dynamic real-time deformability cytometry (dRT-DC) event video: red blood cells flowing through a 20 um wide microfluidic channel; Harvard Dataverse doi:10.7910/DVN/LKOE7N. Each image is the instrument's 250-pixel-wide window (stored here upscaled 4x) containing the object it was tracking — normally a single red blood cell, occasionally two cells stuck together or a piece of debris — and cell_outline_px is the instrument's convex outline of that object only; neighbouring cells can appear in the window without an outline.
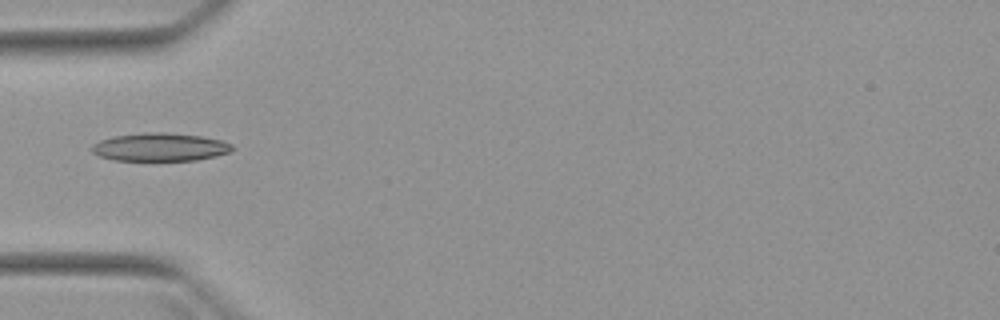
{"species": "Egyptian fruit bat (a non-hibernating species)", "species_latin": "Rousettus aegyptiacus", "temperature_condition": "warm", "stored_images_in_passage": 3, "camera_frame_rate_fps": 3000, "um_per_image_px": 0.085, "animal": {"sex": "female"}, "frame": {"image": 1, "passage_image": 3, "time_ms": 2.333, "image_size_px": [1000, 320], "cell_outline_px": [[232, 152], [216, 156], [196, 160], [112, 160], [100, 156], [92, 152], [92, 144], [100, 140], [112, 136], [144, 132], [164, 132], [200, 136], [220, 140], [232, 144]], "centroid_in_image_um": [13.58, 12.5], "position_along_channel_um": 71.4, "area_um2": 23.0}}